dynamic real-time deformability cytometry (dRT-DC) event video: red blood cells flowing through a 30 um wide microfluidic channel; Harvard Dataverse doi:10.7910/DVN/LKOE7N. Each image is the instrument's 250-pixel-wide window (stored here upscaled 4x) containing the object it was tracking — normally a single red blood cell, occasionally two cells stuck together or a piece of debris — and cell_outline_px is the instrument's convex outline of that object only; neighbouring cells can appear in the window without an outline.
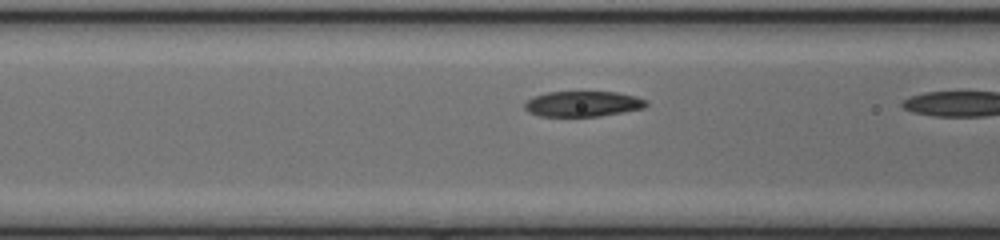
{"species": "common noctule bat (a hibernating species)", "species_latin": "Nyctalus noctula", "temperature_condition": "cold", "stored_images_in_passage": 9, "camera_frame_rate_fps": 3000, "um_per_image_px": 0.085, "animal": {"sex": "female", "body_mass_g": 17.0, "forearm_length_mm": 48.0}, "frame": {"image": 1, "passage_image": 8, "time_ms": 2.333, "image_size_px": [1000, 240], "cell_outline_px": [[648, 104], [644, 108], [600, 116], [540, 116], [528, 112], [524, 108], [524, 104], [532, 96], [548, 92], [616, 92], [636, 96], [648, 100]], "centroid_in_image_um": [49.55, 8.82], "position_along_channel_um": 117.1, "area_um2": 18.09}}